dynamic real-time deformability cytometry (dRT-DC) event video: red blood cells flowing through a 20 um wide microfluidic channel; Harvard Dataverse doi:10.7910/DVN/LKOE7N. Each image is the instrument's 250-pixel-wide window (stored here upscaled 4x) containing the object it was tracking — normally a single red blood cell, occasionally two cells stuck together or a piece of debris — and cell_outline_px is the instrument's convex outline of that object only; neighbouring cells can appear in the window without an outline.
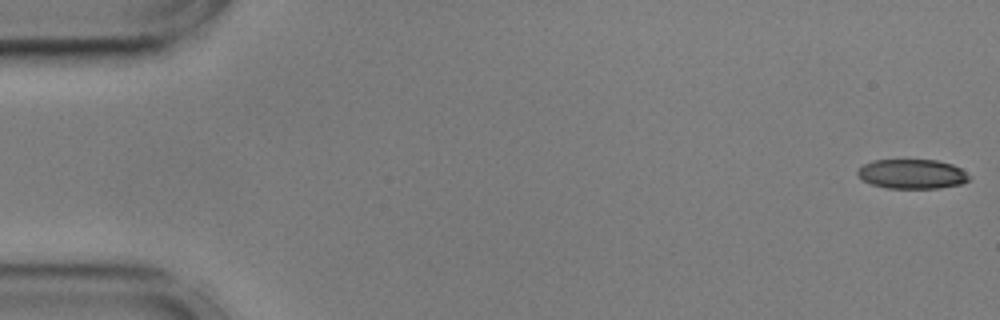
{"species": "common noctule bat (a hibernating species)", "species_latin": "Nyctalus noctula", "temperature_condition": "cold", "stored_images_in_passage": 56, "camera_frame_rate_fps": 3000, "um_per_image_px": 0.085, "animal": {"sex": "male", "body_mass_g": 17.9, "forearm_length_mm": 54.2}, "frame": {"image": 1, "passage_image": 1, "time_ms": 0.0, "image_size_px": [1000, 320], "cell_outline_px": [[972, 176], [968, 180], [960, 184], [940, 188], [888, 188], [872, 184], [864, 180], [856, 172], [864, 164], [872, 160], [936, 160], [952, 164], [960, 168]], "centroid_in_image_um": [77.56, 14.78], "position_along_channel_um": 7.4, "area_um2": 19.07}}